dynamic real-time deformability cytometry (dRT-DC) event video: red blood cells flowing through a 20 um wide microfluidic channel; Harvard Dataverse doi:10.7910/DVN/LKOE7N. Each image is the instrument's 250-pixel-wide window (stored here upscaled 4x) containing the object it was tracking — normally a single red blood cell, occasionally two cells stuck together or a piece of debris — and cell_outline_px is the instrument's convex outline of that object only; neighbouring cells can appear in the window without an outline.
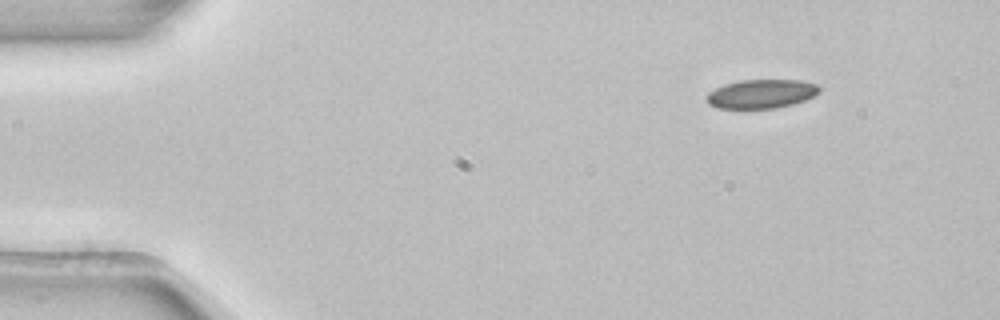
{"species": "common noctule bat (a hibernating species)", "species_latin": "Nyctalus noctula", "temperature_condition": "room temperature", "stored_images_in_passage": 5, "camera_frame_rate_fps": 3000, "um_per_image_px": 0.085, "animal": {"sex": "female", "body_mass_g": 22.7, "forearm_length_mm": 54.2}, "frame": {"image": 1, "passage_image": 1, "time_ms": 0.0, "image_size_px": [1000, 320], "cell_outline_px": [[820, 92], [804, 100], [792, 104], [776, 108], [716, 108], [708, 104], [704, 96], [708, 92], [724, 84], [740, 80], [800, 80], [816, 84], [820, 88]], "centroid_in_image_um": [64.67, 7.97], "position_along_channel_um": 20.3, "area_um2": 19.02}}
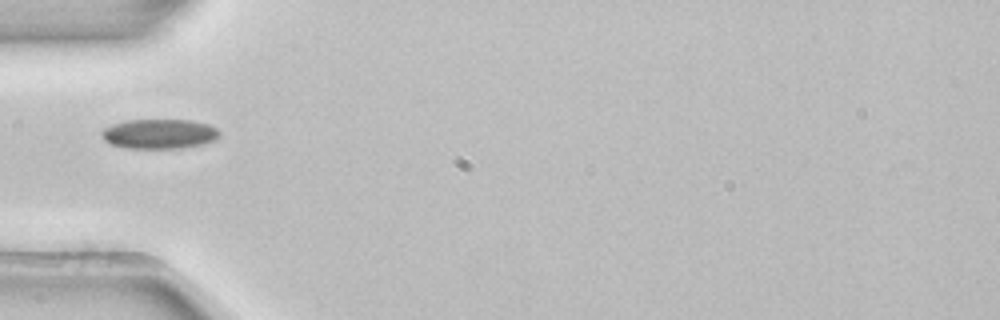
{"frame": {"image": 2, "passage_image": 4, "time_ms": 1.0, "image_size_px": [1000, 320], "cell_outline_px": [[220, 136], [216, 140], [204, 144], [184, 148], [128, 148], [108, 144], [104, 140], [100, 132], [104, 128], [112, 124], [128, 120], [192, 120], [208, 124], [216, 128], [220, 132]], "centroid_in_image_um": [13.55, 11.38], "position_along_channel_um": 71.4, "area_um2": 20.63}}